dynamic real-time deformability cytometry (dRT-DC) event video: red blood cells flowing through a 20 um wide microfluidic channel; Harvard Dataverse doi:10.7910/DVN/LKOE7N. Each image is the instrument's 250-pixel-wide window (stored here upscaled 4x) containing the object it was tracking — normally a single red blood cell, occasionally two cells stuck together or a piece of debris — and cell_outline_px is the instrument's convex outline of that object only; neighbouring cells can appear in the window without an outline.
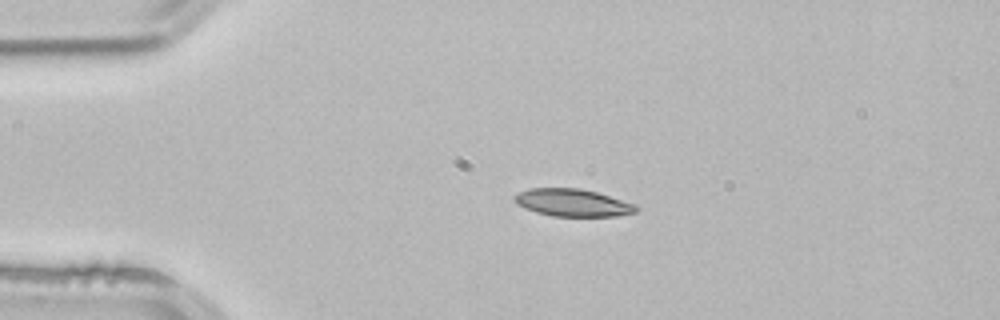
{"species": "common noctule bat (a hibernating species)", "species_latin": "Nyctalus noctula", "temperature_condition": "room temperature", "stored_images_in_passage": 42, "camera_frame_rate_fps": 3000, "um_per_image_px": 0.085, "animal": {"sex": "male", "body_mass_g": 21.5, "forearm_length_mm": 52.0}, "frame": {"image": 1, "passage_image": 1, "time_ms": 0.0, "image_size_px": [1000, 320], "cell_outline_px": [[640, 208], [636, 212], [616, 216], [552, 216], [536, 212], [524, 208], [516, 204], [512, 200], [512, 196], [528, 188], [580, 188], [596, 192], [636, 204]], "centroid_in_image_um": [48.65, 17.23], "position_along_channel_um": 36.4, "area_um2": 19.59}}
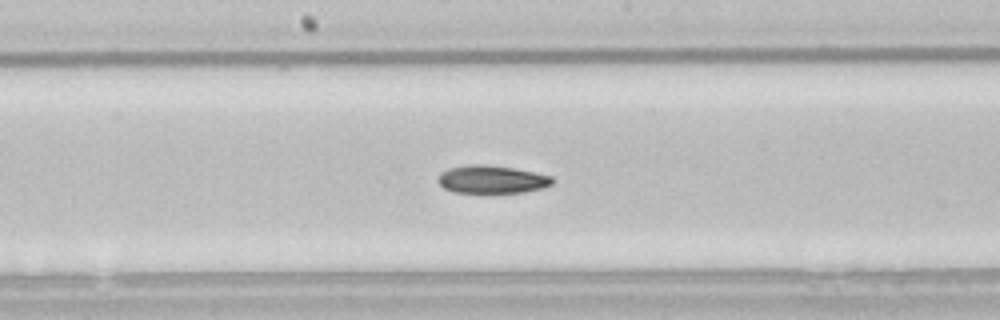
{"frame": {"image": 2, "passage_image": 17, "time_ms": 5.333, "image_size_px": [1000, 320], "cell_outline_px": [[556, 180], [552, 184], [540, 188], [524, 192], [452, 192], [444, 188], [436, 180], [440, 172], [448, 168], [468, 164], [484, 164], [512, 168], [536, 172], [552, 176]], "centroid_in_image_um": [41.78, 15.23], "position_along_channel_um": 206.4, "area_um2": 18.67}}
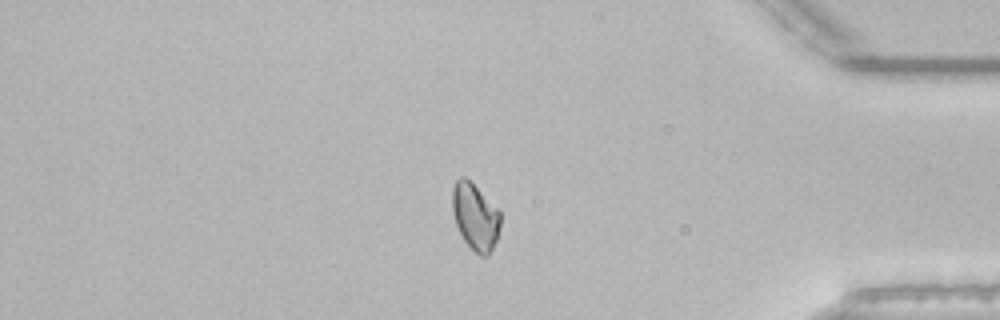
{"frame": {"image": 3, "passage_image": 34, "time_ms": 11.0, "image_size_px": [1000, 320], "cell_outline_px": [[500, 228], [496, 240], [488, 256], [480, 256], [464, 240], [456, 224], [452, 212], [452, 188], [456, 180], [460, 176], [464, 176], [500, 212]], "centroid_in_image_um": [40.37, 18.43], "position_along_channel_um": 394.8, "area_um2": 18.26}, "authors_computed_cell_mechanics": {"area_um2": 18.9584, "velocity_mm_per_s": 3.8644, "shape_relaxation_time_tau1_ms": null, "shape_relaxation_time_tau2_ms": 5.0132, "deformation_change_tau1": null, "deformation_change_tau2": 0.1042}}